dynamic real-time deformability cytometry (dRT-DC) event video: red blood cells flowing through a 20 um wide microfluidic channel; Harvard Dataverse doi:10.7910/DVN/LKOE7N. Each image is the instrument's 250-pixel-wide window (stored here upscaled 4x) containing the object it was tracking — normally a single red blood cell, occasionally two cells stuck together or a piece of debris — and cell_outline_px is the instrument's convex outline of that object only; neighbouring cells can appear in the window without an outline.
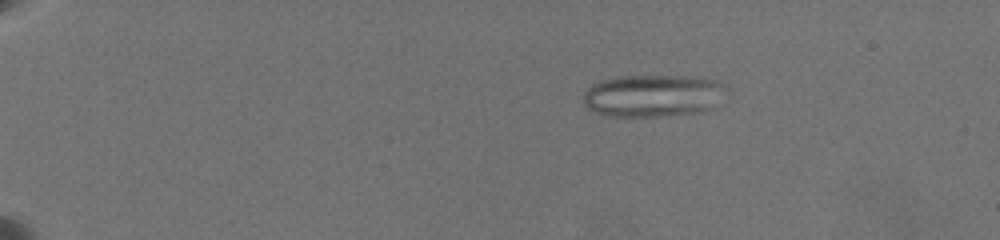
{"species": "common noctule bat (a hibernating species)", "species_latin": "Nyctalus noctula", "temperature_condition": "warm", "stored_images_in_passage": 29, "camera_frame_rate_fps": 3000, "um_per_image_px": 0.085, "animal": {"sex": "female", "body_mass_g": 19.5, "forearm_length_mm": 54.1}, "frame": {"image": 1, "passage_image": 16, "time_ms": 4.0, "image_size_px": [1000, 240], "cell_outline_px": [[732, 92], [712, 108], [692, 112], [656, 116], [612, 116], [596, 112], [588, 108], [584, 104], [584, 92], [592, 84], [600, 80], [616, 76], [696, 76], [716, 80], [728, 88]], "centroid_in_image_um": [55.57, 8.1], "position_along_channel_um": 29.4, "area_um2": 35.55}}